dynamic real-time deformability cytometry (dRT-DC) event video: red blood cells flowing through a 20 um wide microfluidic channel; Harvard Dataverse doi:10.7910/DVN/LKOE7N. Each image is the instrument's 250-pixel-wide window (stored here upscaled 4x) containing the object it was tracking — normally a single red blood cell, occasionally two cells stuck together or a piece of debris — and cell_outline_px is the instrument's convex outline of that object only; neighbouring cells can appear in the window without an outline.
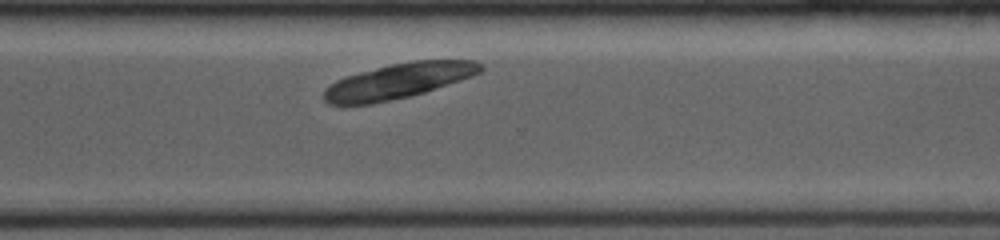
{"species": "common noctule bat (a hibernating species)", "species_latin": "Nyctalus noctula", "temperature_condition": "room temperature", "stored_images_in_passage": 13, "camera_frame_rate_fps": 4000, "um_per_image_px": 0.085, "animal": {"sex": "female", "body_mass_g": 19.0, "forearm_length_mm": 53.3}, "frame": {"image": 1, "passage_image": 13, "time_ms": 8.5, "image_size_px": [1000, 240], "cell_outline_px": [[484, 68], [480, 72], [472, 76], [424, 92], [408, 96], [372, 104], [328, 104], [324, 100], [324, 88], [336, 80], [344, 76], [392, 64], [412, 60], [476, 60], [484, 64]], "centroid_in_image_um": [33.87, 6.87], "position_along_channel_um": 336.7, "area_um2": 31.96}}